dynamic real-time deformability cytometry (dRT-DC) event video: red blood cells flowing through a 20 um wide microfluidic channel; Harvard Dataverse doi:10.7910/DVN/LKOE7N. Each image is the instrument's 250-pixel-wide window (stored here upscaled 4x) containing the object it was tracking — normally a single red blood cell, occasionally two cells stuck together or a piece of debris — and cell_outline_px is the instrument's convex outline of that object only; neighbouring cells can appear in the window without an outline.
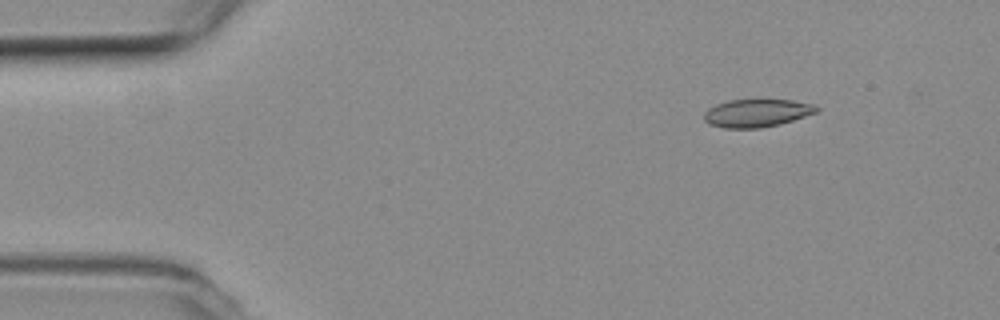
{"species": "common noctule bat (a hibernating species)", "species_latin": "Nyctalus noctula", "temperature_condition": "room temperature", "stored_images_in_passage": 5, "camera_frame_rate_fps": 3000, "um_per_image_px": 0.085, "animal": {"sex": "female", "body_mass_g": 19.3, "forearm_length_mm": 54.1}, "frame": {"image": 1, "passage_image": 2, "time_ms": 0.333, "image_size_px": [1000, 320], "cell_outline_px": [[820, 108], [816, 112], [780, 124], [760, 128], [724, 128], [708, 124], [704, 120], [704, 112], [708, 108], [716, 104], [728, 100], [792, 100], [816, 104]], "centroid_in_image_um": [64.31, 9.61], "position_along_channel_um": 20.7, "area_um2": 18.32}}
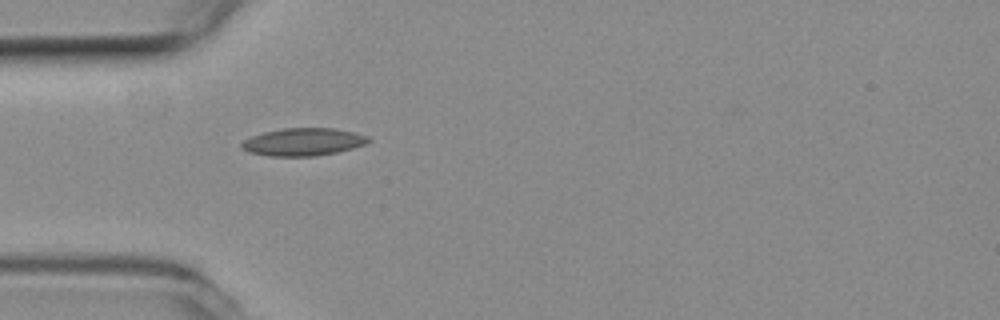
{"frame": {"image": 2, "passage_image": 5, "time_ms": 1.333, "image_size_px": [1000, 320], "cell_outline_px": [[372, 140], [364, 144], [352, 148], [336, 152], [316, 156], [268, 156], [248, 152], [240, 148], [240, 144], [244, 140], [252, 136], [264, 132], [284, 128], [336, 128], [356, 132], [368, 136]], "centroid_in_image_um": [25.77, 12.06], "position_along_channel_um": 59.2, "area_um2": 20.52}}